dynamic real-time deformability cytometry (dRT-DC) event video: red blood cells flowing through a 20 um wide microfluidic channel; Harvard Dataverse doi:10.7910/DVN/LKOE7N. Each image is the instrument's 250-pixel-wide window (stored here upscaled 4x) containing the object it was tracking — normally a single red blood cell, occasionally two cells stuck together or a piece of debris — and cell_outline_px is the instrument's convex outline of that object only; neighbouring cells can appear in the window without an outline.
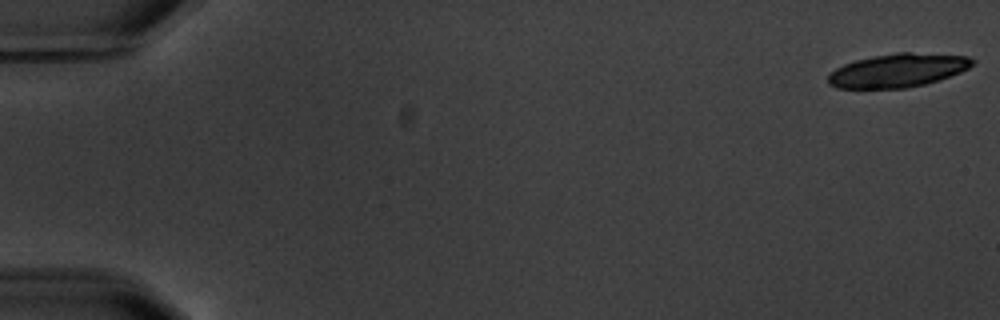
{"species": "common noctule bat (a hibernating species)", "species_latin": "Nyctalus noctula", "temperature_condition": "warm", "stored_images_in_passage": 7, "camera_frame_rate_fps": 3000, "um_per_image_px": 0.085, "animal": {"sex": "male", "body_mass_g": 20.1, "forearm_length_mm": 53.5}, "frame": {"image": 1, "passage_image": 1, "time_ms": 0.0, "image_size_px": [1000, 320], "cell_outline_px": [[976, 60], [968, 68], [960, 72], [924, 84], [908, 88], [836, 88], [828, 84], [828, 76], [836, 68], [844, 64], [856, 60], [896, 52], [912, 52], [968, 56]], "centroid_in_image_um": [76.31, 5.98], "position_along_channel_um": 8.7, "area_um2": 27.98}}